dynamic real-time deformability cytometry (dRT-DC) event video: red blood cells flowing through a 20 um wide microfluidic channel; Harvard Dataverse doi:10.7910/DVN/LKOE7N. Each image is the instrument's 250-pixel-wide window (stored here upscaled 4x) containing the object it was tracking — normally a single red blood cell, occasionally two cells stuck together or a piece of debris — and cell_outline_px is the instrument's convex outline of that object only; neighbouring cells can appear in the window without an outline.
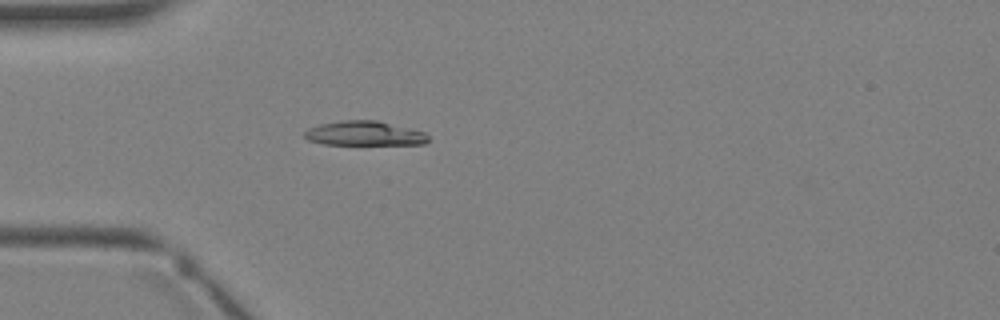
{"species": "Egyptian fruit bat (a non-hibernating species)", "species_latin": "Rousettus aegyptiacus", "temperature_condition": "warm", "stored_images_in_passage": 2, "camera_frame_rate_fps": 3000, "um_per_image_px": 0.085, "animal": {"sex": "female"}, "frame": {"image": 1, "passage_image": 2, "time_ms": 1.333, "image_size_px": [1000, 320], "cell_outline_px": [[428, 140], [424, 144], [324, 144], [308, 140], [304, 136], [304, 132], [308, 128], [320, 124], [340, 120], [376, 120], [424, 132], [428, 136]], "centroid_in_image_um": [30.93, 11.34], "position_along_channel_um": 54.1, "area_um2": 17.46}}